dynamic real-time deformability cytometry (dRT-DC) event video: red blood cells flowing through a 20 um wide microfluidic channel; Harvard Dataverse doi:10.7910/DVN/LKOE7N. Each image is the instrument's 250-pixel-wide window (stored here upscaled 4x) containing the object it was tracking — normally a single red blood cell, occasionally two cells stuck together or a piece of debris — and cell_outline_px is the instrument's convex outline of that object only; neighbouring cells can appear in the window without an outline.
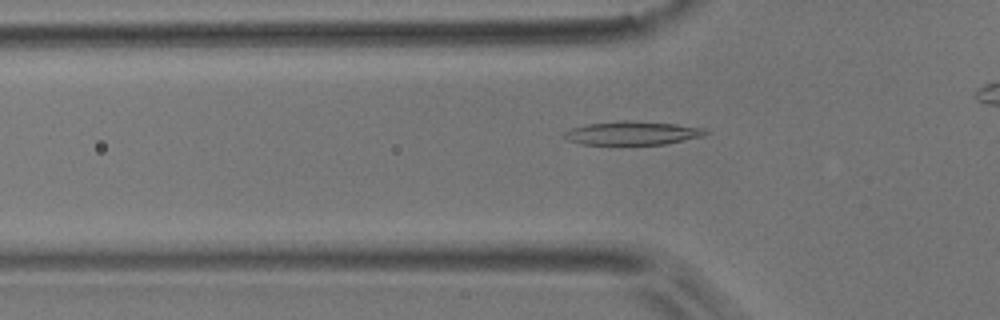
{"species": "common noctule bat (a hibernating species)", "species_latin": "Nyctalus noctula", "temperature_condition": "room temperature", "stored_images_in_passage": 43, "camera_frame_rate_fps": 3000, "um_per_image_px": 0.085, "animal": {"sex": "male", "body_mass_g": 17.9}, "frame": {"image": 1, "passage_image": 17, "time_ms": 5.333, "image_size_px": [1000, 320], "cell_outline_px": [[708, 132], [704, 136], [664, 144], [580, 144], [568, 140], [564, 136], [564, 132], [572, 128], [588, 124], [624, 120], [676, 124], [704, 128]], "centroid_in_image_um": [53.76, 11.31], "position_along_channel_um": 72.0, "area_um2": 19.13}}
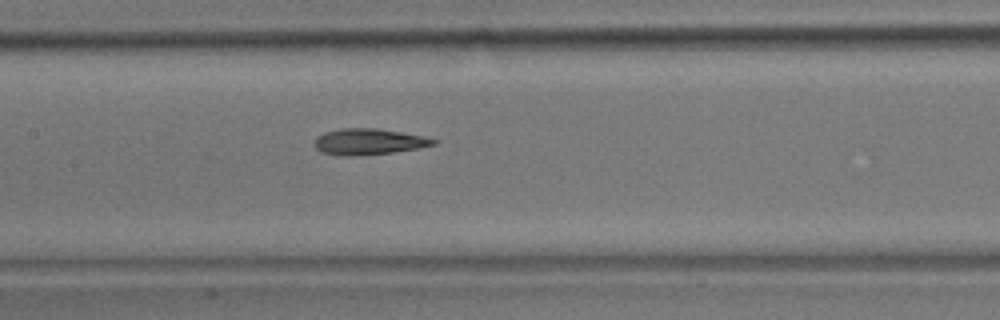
{"frame": {"image": 2, "passage_image": 25, "time_ms": 8.0, "image_size_px": [1000, 320], "cell_outline_px": [[440, 140], [436, 144], [420, 148], [392, 152], [348, 156], [340, 156], [320, 152], [312, 144], [312, 140], [316, 136], [324, 132], [344, 128], [380, 128]], "centroid_in_image_um": [31.28, 12.04], "position_along_channel_um": 176.1, "area_um2": 18.21}}
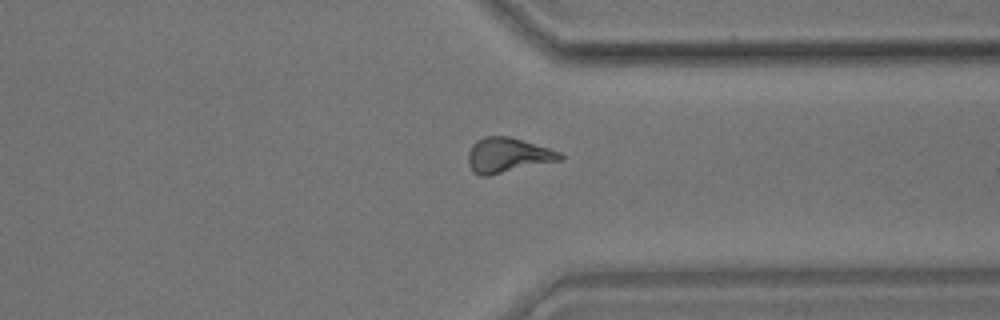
{"frame": {"image": 3, "passage_image": 40, "time_ms": 13.0, "image_size_px": [1000, 320], "cell_outline_px": [[564, 160], [488, 176], [480, 176], [472, 172], [468, 164], [468, 152], [472, 144], [476, 140], [484, 136], [512, 136], [560, 152], [564, 156]], "centroid_in_image_um": [43.16, 13.2], "position_along_channel_um": 368.2, "area_um2": 19.07}}